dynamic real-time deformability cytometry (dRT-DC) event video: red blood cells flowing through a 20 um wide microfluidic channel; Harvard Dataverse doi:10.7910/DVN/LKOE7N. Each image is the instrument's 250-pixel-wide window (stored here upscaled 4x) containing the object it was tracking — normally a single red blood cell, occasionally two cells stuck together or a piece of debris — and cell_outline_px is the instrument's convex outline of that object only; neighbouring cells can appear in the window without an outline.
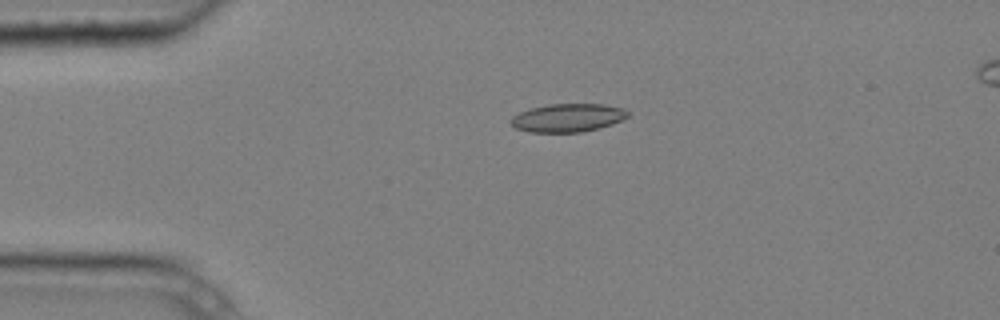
{"species": "common noctule bat (a hibernating species)", "species_latin": "Nyctalus noctula", "temperature_condition": "cold", "stored_images_in_passage": 6, "camera_frame_rate_fps": 3000, "um_per_image_px": 0.085, "animal": {"sex": "male", "body_mass_g": 20.4}, "frame": {"image": 1, "passage_image": 4, "time_ms": 1.0, "image_size_px": [1000, 320], "cell_outline_px": [[628, 116], [624, 120], [600, 128], [584, 132], [528, 132], [516, 128], [508, 120], [512, 116], [528, 108], [548, 104], [604, 104], [624, 108], [628, 112]], "centroid_in_image_um": [48.26, 10.01], "position_along_channel_um": 36.7, "area_um2": 19.54}}
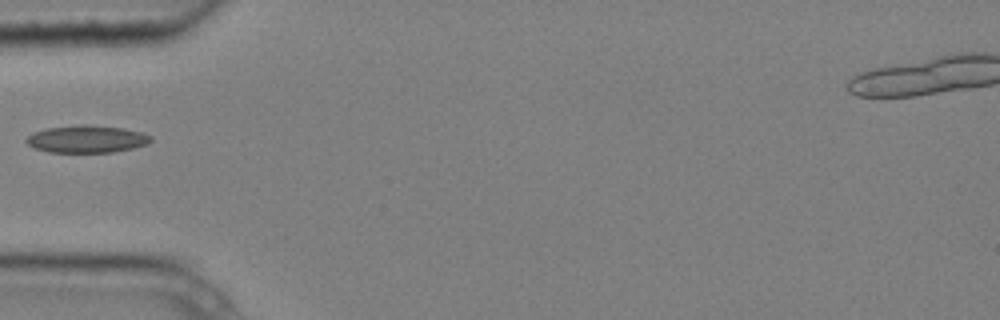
{"frame": {"image": 2, "passage_image": 5, "time_ms": 1.333, "image_size_px": [1000, 320], "cell_outline_px": [[152, 140], [148, 144], [132, 148], [112, 152], [48, 152], [32, 148], [24, 140], [28, 136], [36, 132], [48, 128], [84, 124], [124, 128], [140, 132], [152, 136]], "centroid_in_image_um": [7.38, 11.82], "position_along_channel_um": 77.6, "area_um2": 19.77}}
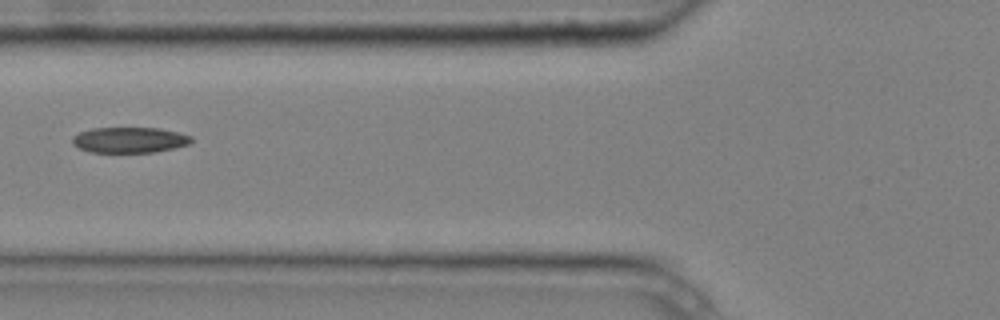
{"frame": {"image": 3, "passage_image": 6, "time_ms": 1.667, "image_size_px": [1000, 320], "cell_outline_px": [[192, 140], [188, 144], [172, 148], [152, 152], [92, 152], [80, 148], [72, 144], [72, 136], [80, 132], [92, 128], [160, 128], [192, 136]], "centroid_in_image_um": [10.98, 11.89], "position_along_channel_um": 114.8, "area_um2": 17.57}}